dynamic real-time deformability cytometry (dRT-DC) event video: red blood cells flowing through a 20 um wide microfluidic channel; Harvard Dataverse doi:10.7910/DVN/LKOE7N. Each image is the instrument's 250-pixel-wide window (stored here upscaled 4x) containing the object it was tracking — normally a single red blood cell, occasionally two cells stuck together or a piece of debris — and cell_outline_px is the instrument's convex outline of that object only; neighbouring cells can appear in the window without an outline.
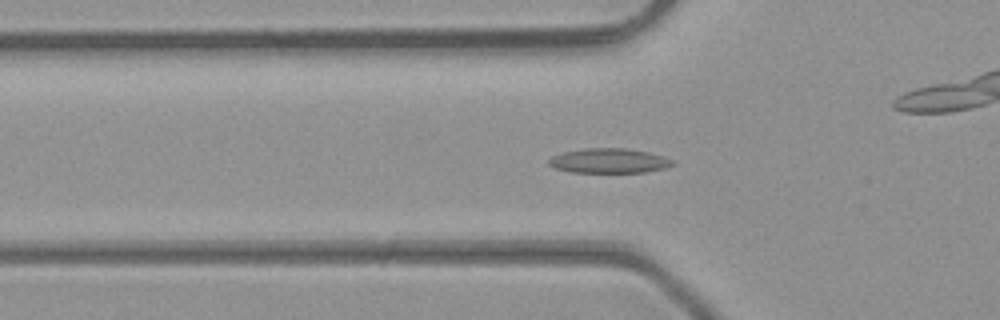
{"species": "common noctule bat (a hibernating species)", "species_latin": "Nyctalus noctula", "temperature_condition": "room temperature", "stored_images_in_passage": 38, "camera_frame_rate_fps": 3000, "um_per_image_px": 0.085, "animal": {"sex": "male", "body_mass_g": 23.1, "forearm_length_mm": 52.7}, "frame": {"image": 1, "passage_image": 6, "time_ms": 1.667, "image_size_px": [1000, 320], "cell_outline_px": [[676, 164], [664, 168], [644, 172], [572, 172], [556, 168], [548, 164], [548, 160], [552, 156], [564, 152], [584, 148], [624, 148], [648, 152], [664, 156], [672, 160]], "centroid_in_image_um": [51.77, 13.66], "position_along_channel_um": 74.0, "area_um2": 17.69}}
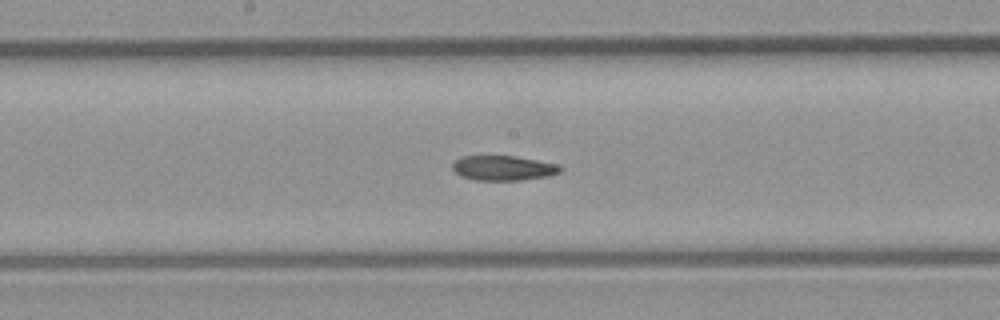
{"frame": {"image": 2, "passage_image": 15, "time_ms": 4.667, "image_size_px": [1000, 320], "cell_outline_px": [[564, 168], [560, 172], [548, 176], [524, 180], [476, 180], [460, 176], [452, 168], [452, 164], [460, 156], [516, 156], [560, 164]], "centroid_in_image_um": [42.82, 14.28], "position_along_channel_um": 205.4, "area_um2": 15.78}}
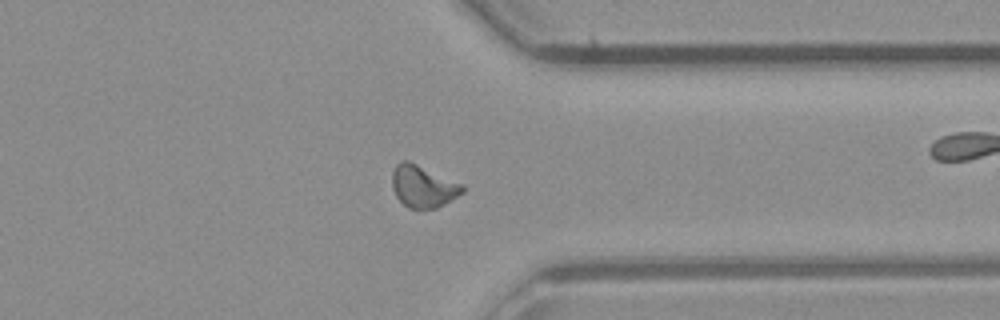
{"frame": {"image": 3, "passage_image": 27, "time_ms": 8.667, "image_size_px": [1000, 320], "cell_outline_px": [[464, 192], [444, 204], [436, 208], [408, 208], [396, 196], [392, 188], [392, 172], [396, 164], [400, 160], [408, 160], [464, 184]], "centroid_in_image_um": [35.96, 15.82], "position_along_channel_um": 375.4, "area_um2": 17.28}}